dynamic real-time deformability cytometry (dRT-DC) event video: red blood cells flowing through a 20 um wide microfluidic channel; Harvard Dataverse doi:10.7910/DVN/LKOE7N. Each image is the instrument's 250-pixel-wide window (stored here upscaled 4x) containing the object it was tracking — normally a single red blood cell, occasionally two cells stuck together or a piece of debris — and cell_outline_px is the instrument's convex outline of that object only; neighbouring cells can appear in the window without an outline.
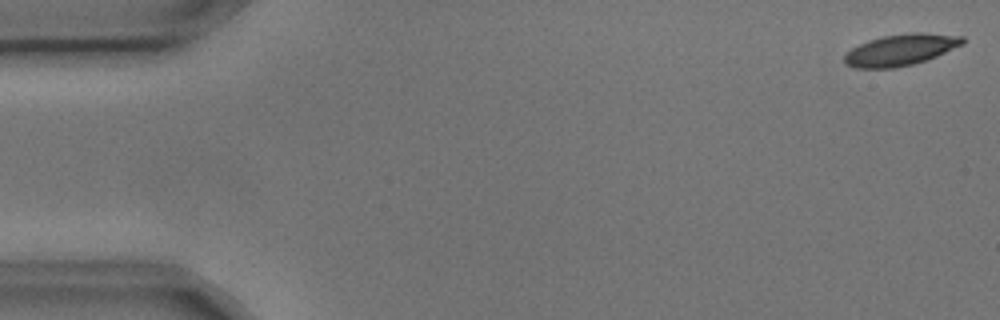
{"species": "common noctule bat (a hibernating species)", "species_latin": "Nyctalus noctula", "temperature_condition": "cold", "stored_images_in_passage": 6, "segment_of_instrument_passage": [1, 2], "camera_frame_rate_fps": 3000, "um_per_image_px": 0.085, "animal": {"sex": "male", "body_mass_g": 17.9, "forearm_length_mm": 54.2}, "frame": {"image": 1, "passage_image": 1, "time_ms": 0.0, "image_size_px": [1000, 320], "cell_outline_px": [[964, 44], [936, 56], [912, 64], [896, 68], [852, 68], [844, 64], [844, 56], [852, 48], [868, 40], [884, 36], [912, 32], [920, 32], [964, 36]], "centroid_in_image_um": [76.54, 4.24], "position_along_channel_um": 8.5, "area_um2": 21.56}}
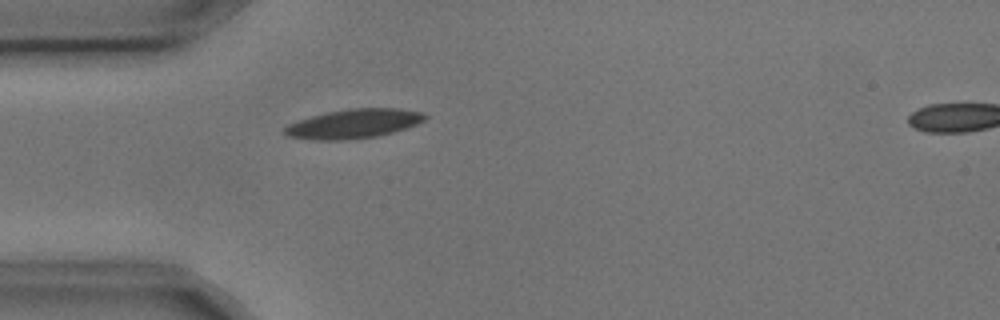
{"frame": {"image": 2, "passage_image": 5, "time_ms": 1.333, "image_size_px": [1000, 320], "cell_outline_px": [[428, 116], [424, 120], [416, 124], [380, 136], [344, 140], [312, 140], [288, 136], [284, 132], [284, 128], [288, 124], [312, 116], [328, 112], [352, 108], [396, 108], [424, 112]], "centroid_in_image_um": [30.08, 10.52], "position_along_channel_um": 54.9, "area_um2": 23.76}}